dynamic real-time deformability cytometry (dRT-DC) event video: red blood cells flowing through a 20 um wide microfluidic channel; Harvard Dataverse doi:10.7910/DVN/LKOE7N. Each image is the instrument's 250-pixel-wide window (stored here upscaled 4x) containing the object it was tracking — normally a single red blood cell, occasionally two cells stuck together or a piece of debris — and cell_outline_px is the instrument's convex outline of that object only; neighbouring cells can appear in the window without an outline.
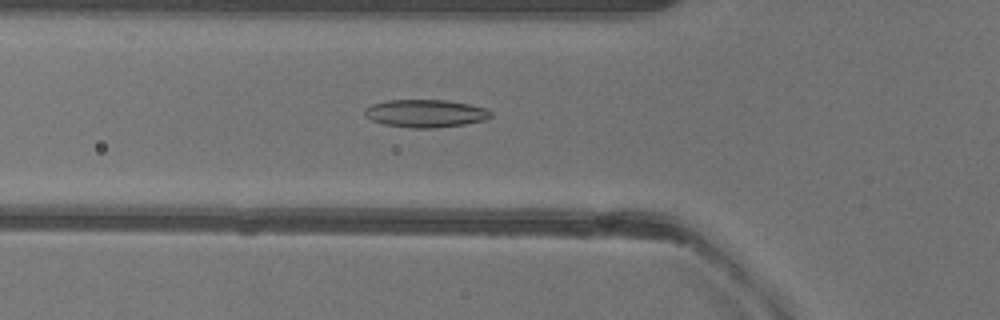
{"species": "common noctule bat (a hibernating species)", "species_latin": "Nyctalus noctula", "temperature_condition": "warm", "stored_images_in_passage": 51, "camera_frame_rate_fps": 3000, "um_per_image_px": 0.085, "animal": {"sex": "female"}, "frame": {"image": 1, "passage_image": 18, "time_ms": 5.667, "image_size_px": [1000, 320], "cell_outline_px": [[492, 116], [484, 120], [464, 124], [432, 128], [408, 128], [384, 124], [372, 120], [364, 116], [364, 108], [372, 104], [388, 100], [448, 100], [488, 108], [492, 112]], "centroid_in_image_um": [36.16, 9.63], "position_along_channel_um": 89.6, "area_um2": 20.52}}
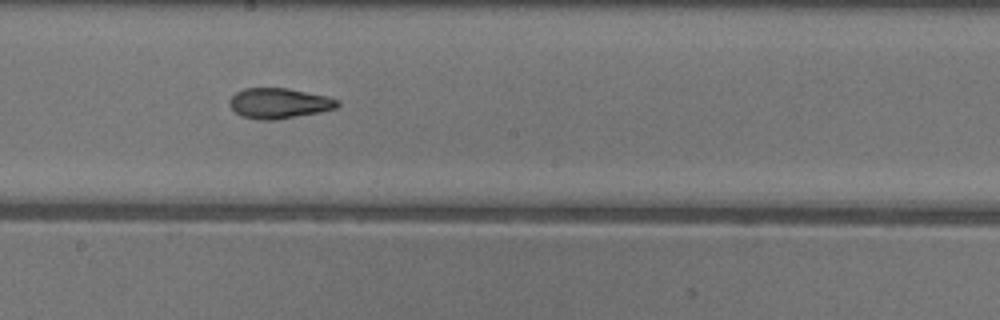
{"frame": {"image": 2, "passage_image": 28, "time_ms": 9.0, "image_size_px": [1000, 320], "cell_outline_px": [[340, 104], [336, 108], [320, 112], [276, 120], [256, 120], [240, 116], [228, 104], [232, 96], [236, 92], [244, 88], [288, 88], [328, 96], [340, 100]], "centroid_in_image_um": [23.73, 8.78], "position_along_channel_um": 224.5, "area_um2": 19.31}}
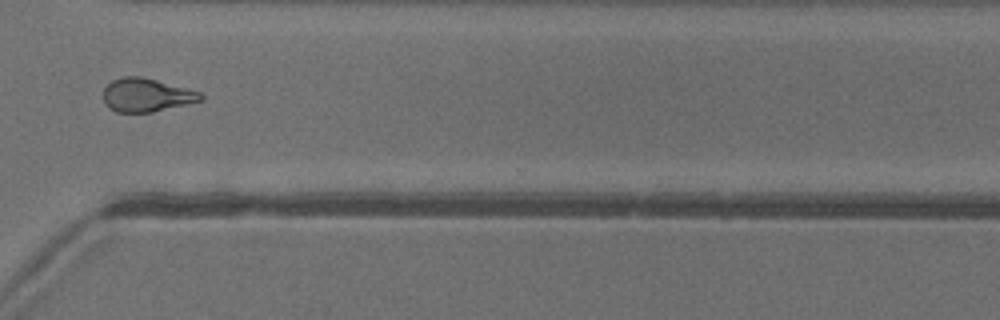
{"frame": {"image": 3, "passage_image": 38, "time_ms": 12.333, "image_size_px": [1000, 320], "cell_outline_px": [[204, 100], [152, 112], [116, 112], [108, 108], [104, 104], [104, 88], [112, 80], [124, 76], [140, 76], [156, 80], [200, 92], [204, 96]], "centroid_in_image_um": [12.43, 8.08], "position_along_channel_um": 358.2, "area_um2": 18.9}, "authors_computed_cell_mechanics": {"area_um2": 19.652, "velocity_mm_per_s": 4.0253, "shape_relaxation_time_tau1_ms": 7.0371, "shape_relaxation_time_tau2_ms": 1.8657, "deformation_change_tau1": 0.194, "deformation_change_tau2": 0.0928}}